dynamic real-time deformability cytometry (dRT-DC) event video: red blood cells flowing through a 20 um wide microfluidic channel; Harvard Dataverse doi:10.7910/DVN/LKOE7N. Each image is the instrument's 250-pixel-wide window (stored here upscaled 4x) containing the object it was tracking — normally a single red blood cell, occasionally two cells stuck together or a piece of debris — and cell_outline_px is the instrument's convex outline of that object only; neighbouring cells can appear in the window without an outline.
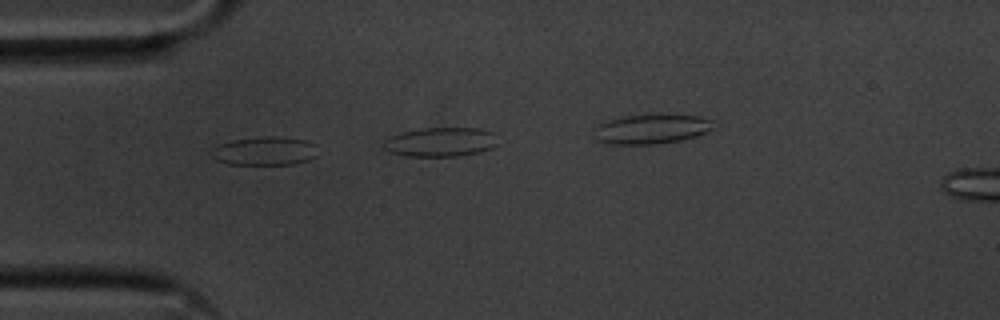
{"species": "common noctule bat (a hibernating species)", "species_latin": "Nyctalus noctula", "temperature_condition": "cold", "stored_images_in_passage": 13, "camera_frame_rate_fps": 3000, "um_per_image_px": 0.085, "animal": {"sex": "male", "body_mass_g": 20.1, "forearm_length_mm": 53.5}, "frame": {"image": 1, "passage_image": 10, "time_ms": 3.0, "image_size_px": [1000, 320], "cell_outline_px": [[316, 156], [308, 160], [292, 164], [228, 164], [216, 160], [212, 156], [212, 148], [220, 144], [232, 140], [268, 136], [276, 136], [304, 140], [316, 144]], "centroid_in_image_um": [22.5, 12.83], "position_along_channel_um": 62.5, "area_um2": 17.57}}